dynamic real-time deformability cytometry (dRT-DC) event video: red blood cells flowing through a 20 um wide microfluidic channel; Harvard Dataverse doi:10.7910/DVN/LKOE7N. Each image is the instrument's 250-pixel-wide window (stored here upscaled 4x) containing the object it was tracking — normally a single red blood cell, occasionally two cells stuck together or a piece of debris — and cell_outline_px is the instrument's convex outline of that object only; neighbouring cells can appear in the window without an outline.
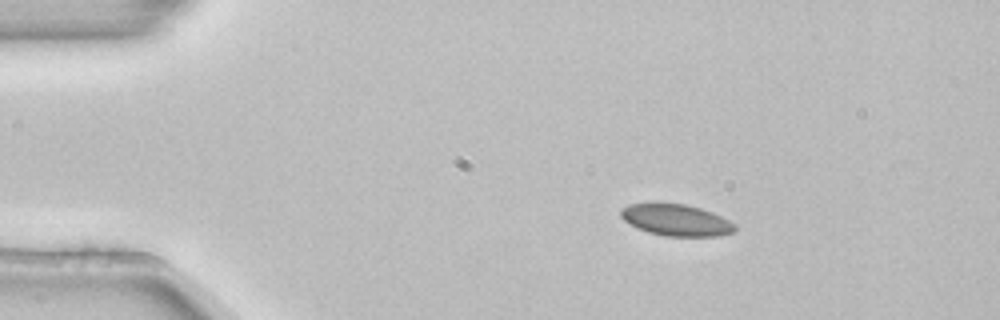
{"species": "common noctule bat (a hibernating species)", "species_latin": "Nyctalus noctula", "temperature_condition": "room temperature", "stored_images_in_passage": 3, "camera_frame_rate_fps": 3000, "um_per_image_px": 0.085, "animal": {"sex": "female", "body_mass_g": 22.7, "forearm_length_mm": 54.2}, "frame": {"image": 1, "passage_image": 1, "time_ms": 0.0, "image_size_px": [1000, 320], "cell_outline_px": [[736, 232], [720, 236], [664, 236], [648, 232], [636, 228], [628, 224], [620, 216], [620, 208], [628, 204], [652, 200], [656, 200], [684, 204], [700, 208], [712, 212], [736, 224]], "centroid_in_image_um": [57.4, 18.66], "position_along_channel_um": 27.6, "area_um2": 21.91}}